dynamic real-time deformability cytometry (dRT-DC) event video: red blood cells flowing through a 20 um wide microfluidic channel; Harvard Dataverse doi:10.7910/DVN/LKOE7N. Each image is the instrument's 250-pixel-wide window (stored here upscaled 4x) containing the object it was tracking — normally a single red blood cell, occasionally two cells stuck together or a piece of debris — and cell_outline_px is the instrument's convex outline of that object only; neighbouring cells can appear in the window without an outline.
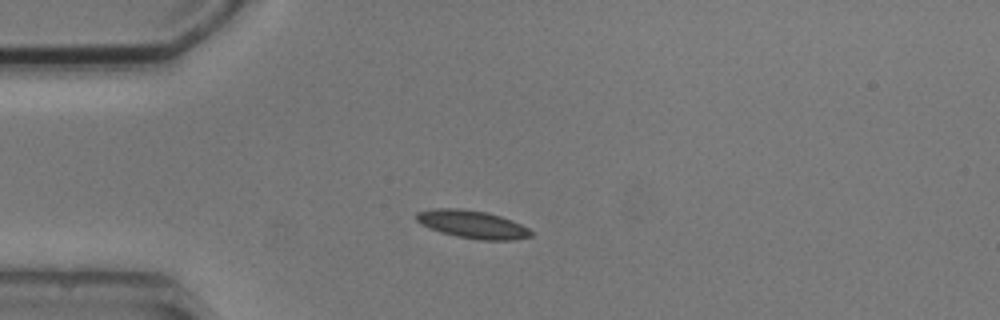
{"species": "common noctule bat (a hibernating species)", "species_latin": "Nyctalus noctula", "temperature_condition": "cold", "stored_images_in_passage": 8, "camera_frame_rate_fps": 3000, "um_per_image_px": 0.085, "animal": {"sex": "male", "body_mass_g": 20.5, "forearm_length_mm": 52.5}, "frame": {"image": 1, "passage_image": 1, "time_ms": 0.0, "image_size_px": [1000, 320], "cell_outline_px": [[532, 236], [512, 240], [480, 240], [456, 236], [440, 232], [420, 224], [416, 220], [416, 212], [436, 208], [460, 208], [488, 212], [512, 220], [528, 228], [532, 232]], "centroid_in_image_um": [40.14, 19.06], "position_along_channel_um": 44.9, "area_um2": 18.67}}